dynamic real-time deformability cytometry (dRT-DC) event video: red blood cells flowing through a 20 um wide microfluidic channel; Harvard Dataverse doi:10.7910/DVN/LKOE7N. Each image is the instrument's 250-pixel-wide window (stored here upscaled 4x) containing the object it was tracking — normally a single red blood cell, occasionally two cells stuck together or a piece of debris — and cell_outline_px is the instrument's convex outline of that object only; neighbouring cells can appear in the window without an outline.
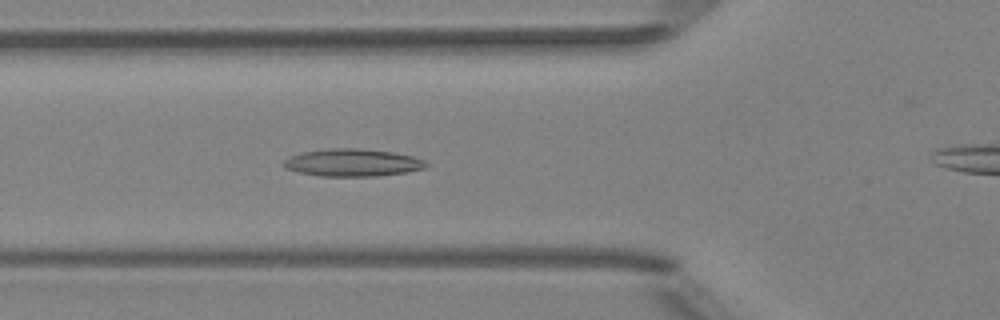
{"species": "Egyptian fruit bat (a non-hibernating species)", "species_latin": "Rousettus aegyptiacus", "temperature_condition": "room temperature", "stored_images_in_passage": 51, "camera_frame_rate_fps": 3000, "um_per_image_px": 0.085, "animal": {"sex": "female"}, "frame": {"image": 1, "passage_image": 21, "time_ms": 6.667, "image_size_px": [1000, 320], "cell_outline_px": [[428, 164], [424, 168], [404, 172], [376, 176], [320, 176], [300, 172], [284, 168], [284, 160], [288, 156], [304, 152], [332, 148], [360, 148], [392, 152], [412, 156], [424, 160]], "centroid_in_image_um": [29.95, 13.82], "position_along_channel_um": 95.9, "area_um2": 22.6}}
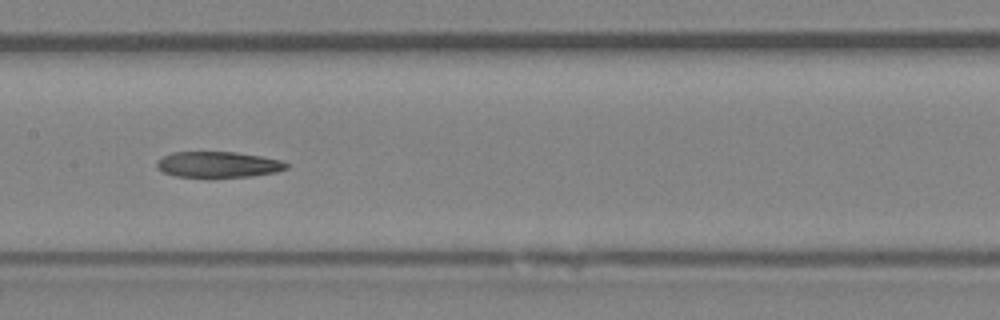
{"frame": {"image": 2, "passage_image": 28, "time_ms": 9.0, "image_size_px": [1000, 320], "cell_outline_px": [[288, 168], [276, 172], [252, 176], [208, 180], [176, 176], [164, 172], [156, 168], [156, 160], [172, 152], [236, 152], [260, 156], [280, 160], [288, 164]], "centroid_in_image_um": [18.5, 14.03], "position_along_channel_um": 188.9, "area_um2": 20.35}}
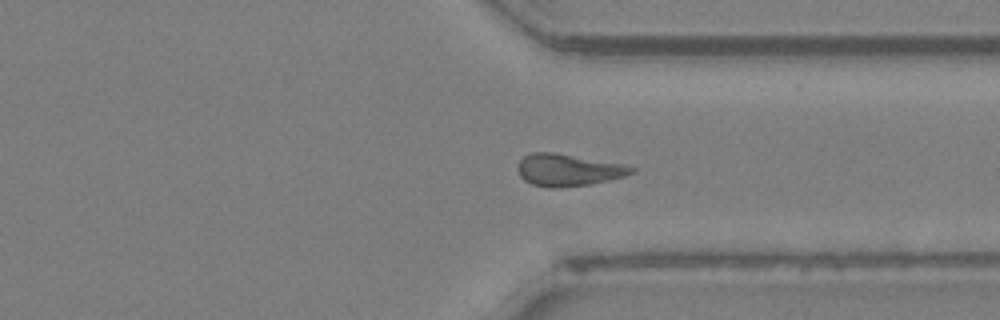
{"frame": {"image": 3, "passage_image": 41, "time_ms": 13.333, "image_size_px": [1000, 320], "cell_outline_px": [[636, 172], [624, 176], [608, 180], [588, 184], [556, 188], [552, 188], [532, 184], [524, 180], [520, 176], [516, 168], [520, 160], [524, 156], [532, 152], [552, 152], [624, 164], [636, 168]], "centroid_in_image_um": [48.28, 14.44], "position_along_channel_um": 363.1, "area_um2": 21.15}}